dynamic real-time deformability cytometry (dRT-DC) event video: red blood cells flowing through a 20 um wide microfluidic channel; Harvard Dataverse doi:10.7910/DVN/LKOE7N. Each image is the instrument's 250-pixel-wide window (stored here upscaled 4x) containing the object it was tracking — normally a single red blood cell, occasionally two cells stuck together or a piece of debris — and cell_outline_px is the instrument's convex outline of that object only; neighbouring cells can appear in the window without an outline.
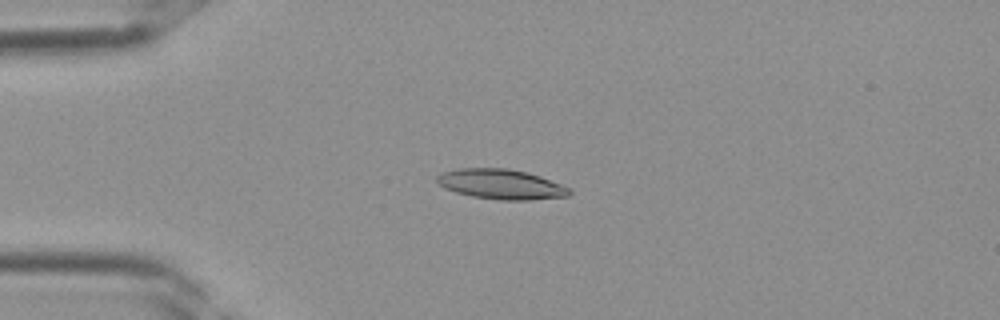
{"species": "Egyptian fruit bat (a non-hibernating species)", "species_latin": "Rousettus aegyptiacus", "temperature_condition": "room temperature", "stored_images_in_passage": 36, "camera_frame_rate_fps": 3000, "um_per_image_px": 0.085, "frame": {"image": 1, "passage_image": 8, "time_ms": 2.333, "image_size_px": [1000, 320], "cell_outline_px": [[572, 192], [568, 196], [528, 200], [500, 200], [472, 196], [456, 192], [444, 188], [436, 180], [436, 176], [440, 172], [460, 168], [508, 168], [540, 176], [572, 188]], "centroid_in_image_um": [42.59, 15.66], "position_along_channel_um": 42.4, "area_um2": 23.18}}
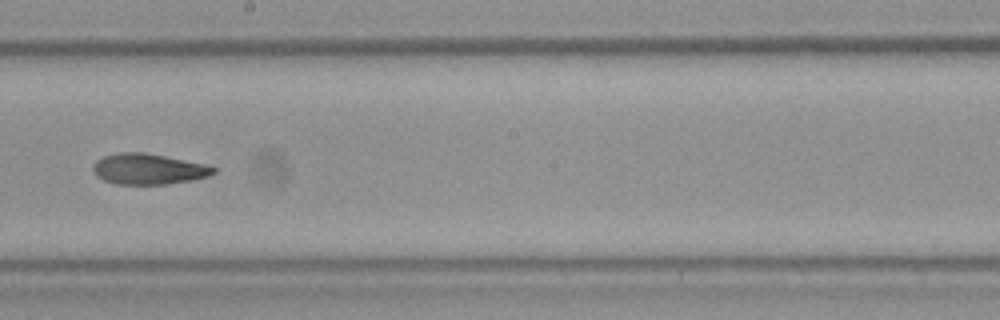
{"frame": {"image": 2, "passage_image": 20, "time_ms": 6.333, "image_size_px": [1000, 320], "cell_outline_px": [[216, 172], [208, 176], [192, 180], [164, 184], [116, 184], [104, 180], [96, 176], [92, 168], [92, 164], [96, 160], [104, 156], [120, 152], [144, 152], [208, 164], [216, 168]], "centroid_in_image_um": [12.61, 14.36], "position_along_channel_um": 235.6, "area_um2": 21.68}}
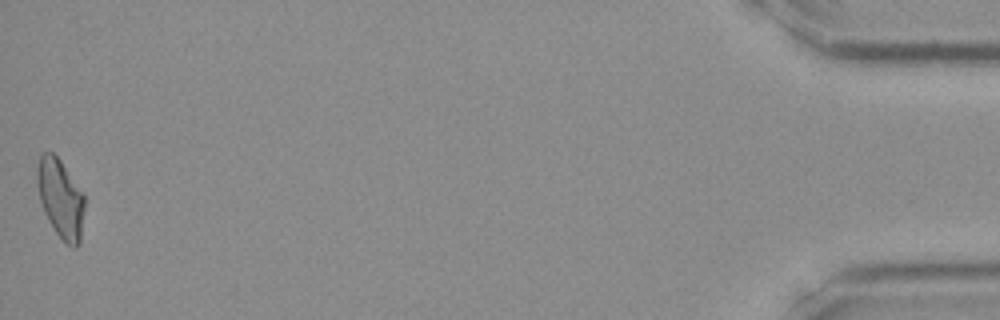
{"frame": {"image": 3, "passage_image": 36, "time_ms": 11.667, "image_size_px": [1000, 320], "cell_outline_px": [[84, 208], [80, 244], [76, 248], [72, 248], [56, 232], [48, 220], [44, 212], [40, 200], [36, 184], [36, 168], [40, 156], [44, 152], [52, 152], [60, 160], [84, 196]], "centroid_in_image_um": [5.12, 16.88], "position_along_channel_um": 430.1, "area_um2": 21.56}}